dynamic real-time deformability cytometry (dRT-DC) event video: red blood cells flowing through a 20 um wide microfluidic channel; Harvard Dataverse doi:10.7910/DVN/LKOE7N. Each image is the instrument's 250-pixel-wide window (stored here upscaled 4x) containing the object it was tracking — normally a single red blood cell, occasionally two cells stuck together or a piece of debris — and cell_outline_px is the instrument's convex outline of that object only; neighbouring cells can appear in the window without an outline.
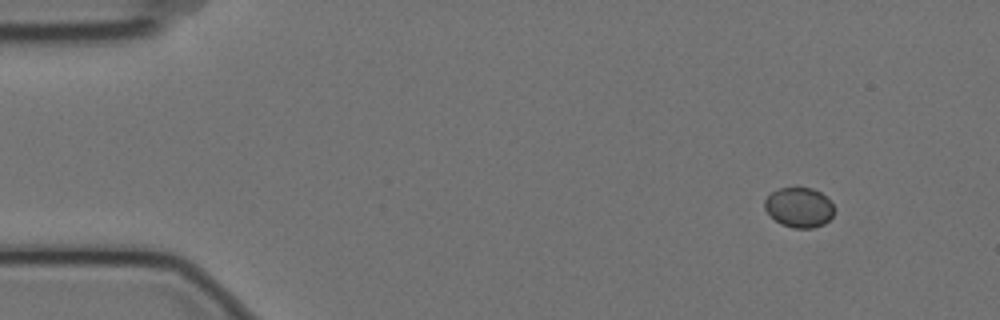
{"species": "Egyptian fruit bat (a non-hibernating species)", "species_latin": "Rousettus aegyptiacus", "temperature_condition": "cold", "stored_images_in_passage": 10, "camera_frame_rate_fps": 3000, "um_per_image_px": 0.085, "animal": {"sex": "female"}, "frame": {"image": 1, "passage_image": 1, "time_ms": 0.0, "image_size_px": [1000, 320], "cell_outline_px": [[832, 216], [824, 224], [812, 228], [792, 228], [780, 224], [764, 208], [764, 200], [772, 192], [780, 188], [812, 188], [820, 192], [832, 204]], "centroid_in_image_um": [67.9, 17.64], "position_along_channel_um": 17.1, "area_um2": 15.9}}
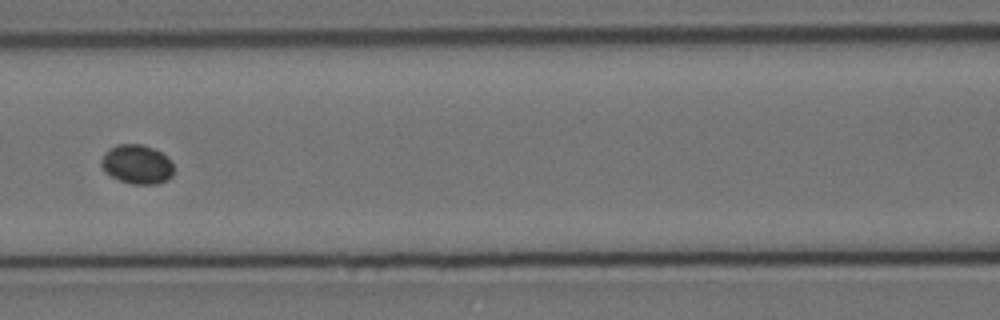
{"frame": {"image": 2, "passage_image": 6, "time_ms": 1.667, "image_size_px": [1000, 320], "cell_outline_px": [[172, 176], [168, 180], [156, 184], [132, 184], [120, 180], [104, 172], [100, 164], [100, 160], [116, 144], [140, 144], [152, 148], [168, 156], [172, 164]], "centroid_in_image_um": [11.65, 13.98], "position_along_channel_um": 154.9, "area_um2": 16.42}}
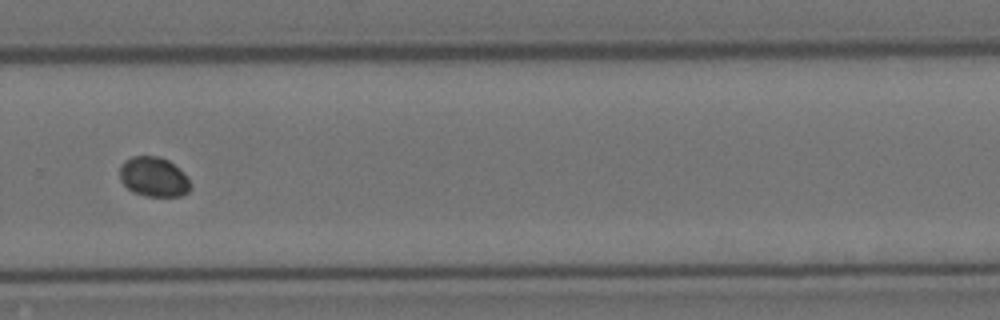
{"frame": {"image": 3, "passage_image": 10, "time_ms": 3.0, "image_size_px": [1000, 320], "cell_outline_px": [[192, 188], [188, 192], [180, 196], [144, 196], [132, 192], [120, 180], [120, 164], [124, 160], [132, 156], [160, 156], [168, 160], [192, 184]], "centroid_in_image_um": [13.02, 15.04], "position_along_channel_um": 316.8, "area_um2": 16.3}}